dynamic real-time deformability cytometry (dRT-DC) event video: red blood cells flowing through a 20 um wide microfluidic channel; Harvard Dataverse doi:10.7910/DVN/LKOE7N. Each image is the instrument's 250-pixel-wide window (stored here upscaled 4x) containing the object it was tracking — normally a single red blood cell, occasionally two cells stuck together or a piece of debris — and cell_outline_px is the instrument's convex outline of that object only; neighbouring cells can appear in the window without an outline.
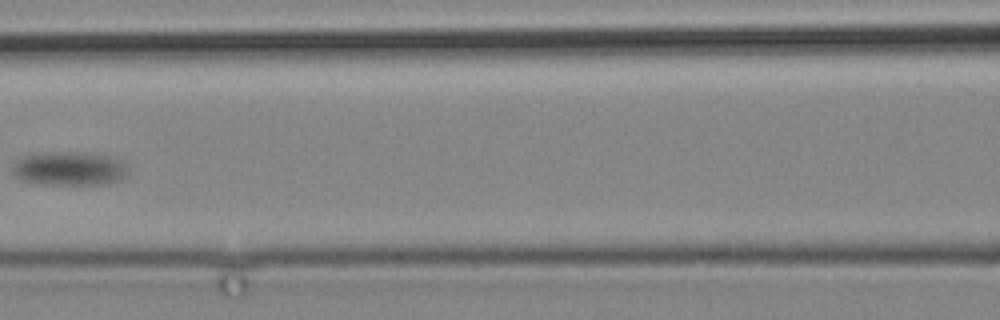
{"species": "common noctule bat (a hibernating species)", "species_latin": "Nyctalus noctula", "temperature_condition": "cold", "stored_images_in_passage": 14, "camera_frame_rate_fps": 3000, "um_per_image_px": 0.085, "animal": {"sex": "male", "body_mass_g": 19.2, "forearm_length_mm": 51.8}, "frame": {"image": 1, "passage_image": 12, "time_ms": 13.667, "image_size_px": [1000, 320], "cell_outline_px": [[128, 172], [120, 180], [108, 184], [40, 184], [20, 180], [12, 176], [12, 164], [20, 156], [56, 152], [84, 152], [112, 156], [120, 160], [124, 164]], "centroid_in_image_um": [5.85, 14.33], "position_along_channel_um": 160.8, "area_um2": 23.06}}
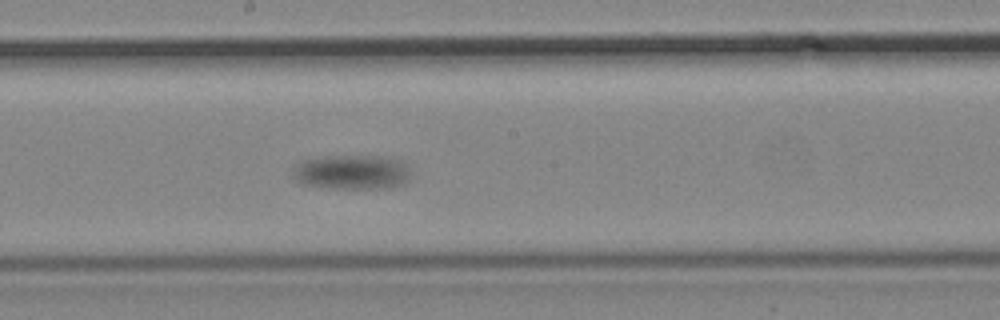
{"frame": {"image": 2, "passage_image": 14, "time_ms": 16.0, "image_size_px": [1000, 320], "cell_outline_px": [[408, 180], [404, 184], [392, 188], [332, 188], [300, 184], [296, 180], [296, 164], [304, 160], [328, 156], [376, 156], [400, 160], [404, 164], [408, 172]], "centroid_in_image_um": [29.93, 14.64], "position_along_channel_um": 218.3, "area_um2": 23.35}}